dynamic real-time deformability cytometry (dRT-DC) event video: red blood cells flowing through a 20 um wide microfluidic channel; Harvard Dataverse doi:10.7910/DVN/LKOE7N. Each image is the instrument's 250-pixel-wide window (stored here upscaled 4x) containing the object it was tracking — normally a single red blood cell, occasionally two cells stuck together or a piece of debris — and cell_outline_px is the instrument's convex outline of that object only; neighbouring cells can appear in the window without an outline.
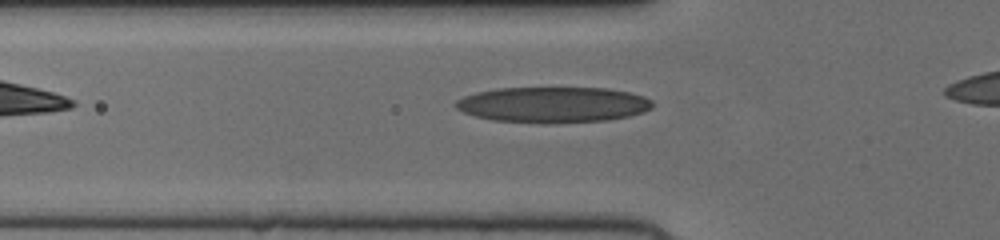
{"species": "human", "species_latin": "Homo sapiens", "temperature_condition": "cold", "stored_images_in_passage": 32, "camera_frame_rate_fps": 3000, "um_per_image_px": 0.085, "donor": {"sex": "female"}, "frame": {"image": 1, "passage_image": 7, "time_ms": 2.0, "image_size_px": [1000, 240], "cell_outline_px": [[652, 108], [644, 112], [628, 116], [608, 120], [552, 124], [544, 124], [492, 120], [476, 116], [464, 112], [456, 108], [456, 100], [464, 96], [476, 92], [500, 88], [608, 88], [632, 92], [644, 96], [652, 100]], "centroid_in_image_um": [47.04, 8.9], "position_along_channel_um": 78.8, "area_um2": 41.33}}
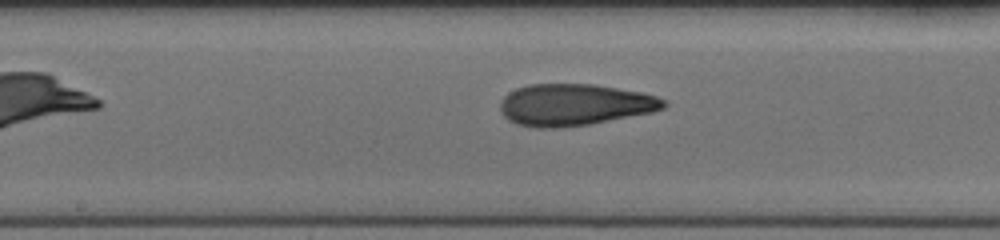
{"frame": {"image": 2, "passage_image": 16, "time_ms": 5.0, "image_size_px": [1000, 240], "cell_outline_px": [[668, 104], [664, 108], [652, 112], [588, 124], [560, 128], [536, 128], [516, 124], [508, 120], [500, 112], [500, 104], [504, 96], [508, 92], [516, 88], [528, 84], [592, 84], [640, 92], [656, 96], [668, 100]], "centroid_in_image_um": [48.8, 8.91], "position_along_channel_um": 199.4, "area_um2": 39.82}}
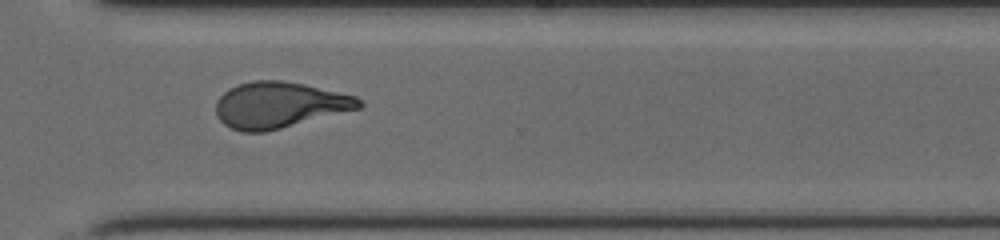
{"frame": {"image": 3, "passage_image": 27, "time_ms": 8.667, "image_size_px": [1000, 240], "cell_outline_px": [[364, 104], [360, 108], [264, 132], [240, 132], [224, 124], [216, 116], [216, 100], [228, 88], [252, 80], [280, 80], [304, 84], [356, 96]], "centroid_in_image_um": [23.7, 8.92], "position_along_channel_um": 346.9, "area_um2": 38.21}}